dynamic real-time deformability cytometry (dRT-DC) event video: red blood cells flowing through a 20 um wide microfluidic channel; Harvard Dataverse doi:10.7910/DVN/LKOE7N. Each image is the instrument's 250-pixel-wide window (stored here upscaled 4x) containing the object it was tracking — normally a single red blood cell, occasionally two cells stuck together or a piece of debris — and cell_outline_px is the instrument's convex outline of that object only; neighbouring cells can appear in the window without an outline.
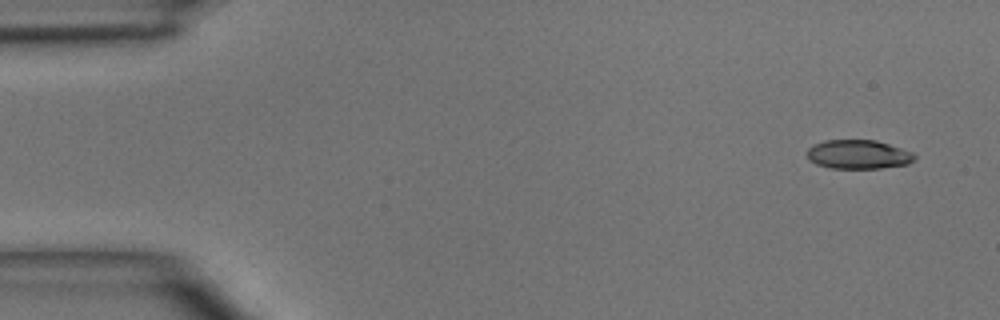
{"species": "common noctule bat (a hibernating species)", "species_latin": "Nyctalus noctula", "temperature_condition": "room temperature", "stored_images_in_passage": 4, "camera_frame_rate_fps": 3000, "um_per_image_px": 0.085, "animal": {"sex": "male", "body_mass_g": 15.6}, "frame": {"image": 1, "passage_image": 1, "time_ms": 0.0, "image_size_px": [1000, 320], "cell_outline_px": [[916, 156], [908, 164], [880, 168], [832, 168], [816, 164], [808, 160], [808, 148], [812, 144], [824, 140], [876, 140], [912, 152]], "centroid_in_image_um": [72.92, 13.12], "position_along_channel_um": 12.1, "area_um2": 18.09}}
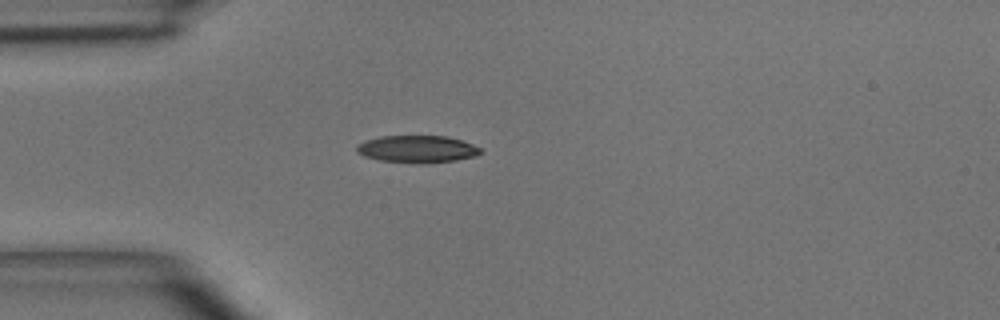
{"frame": {"image": 2, "passage_image": 4, "time_ms": 3.333, "image_size_px": [1000, 320], "cell_outline_px": [[484, 152], [476, 156], [456, 160], [424, 164], [412, 164], [380, 160], [364, 156], [356, 152], [356, 144], [364, 140], [380, 136], [448, 136], [472, 144], [480, 148]], "centroid_in_image_um": [35.44, 12.68], "position_along_channel_um": 49.6, "area_um2": 20.0}}